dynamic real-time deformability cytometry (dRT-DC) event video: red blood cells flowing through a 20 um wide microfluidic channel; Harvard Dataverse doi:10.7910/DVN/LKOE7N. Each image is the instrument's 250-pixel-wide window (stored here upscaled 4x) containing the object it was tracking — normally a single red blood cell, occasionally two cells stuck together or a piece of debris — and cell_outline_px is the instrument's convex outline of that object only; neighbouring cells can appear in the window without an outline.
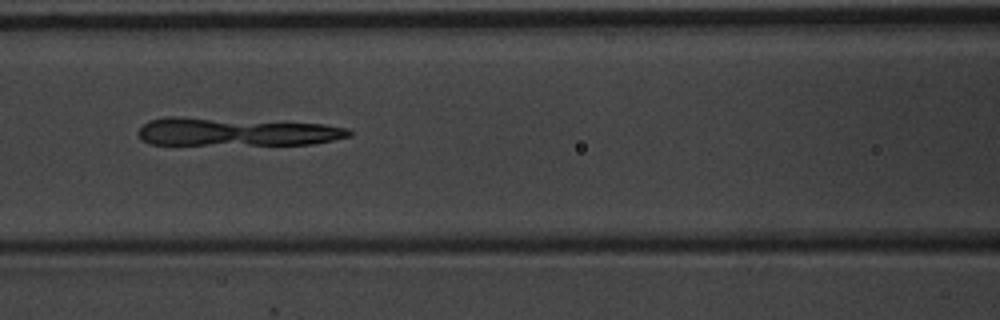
{"species": "common noctule bat (a hibernating species)", "species_latin": "Nyctalus noctula", "temperature_condition": "warm", "stored_images_in_passage": 10, "camera_frame_rate_fps": 3000, "um_per_image_px": 0.085, "animal": {"sex": "male", "body_mass_g": 20.1, "forearm_length_mm": 53.5}, "frame": {"image": 1, "passage_image": 7, "time_ms": 2.0, "image_size_px": [1000, 320], "cell_outline_px": [[352, 136], [312, 144], [148, 144], [140, 140], [136, 132], [148, 120], [164, 116], [176, 116], [324, 124], [348, 128], [352, 132]], "centroid_in_image_um": [20.01, 11.2], "position_along_channel_um": 146.6, "area_um2": 34.68}}
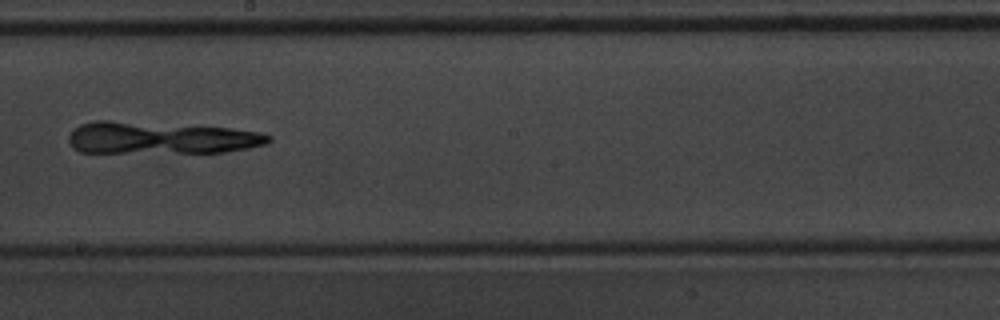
{"frame": {"image": 2, "passage_image": 9, "time_ms": 2.667, "image_size_px": [1000, 320], "cell_outline_px": [[272, 140], [268, 144], [248, 148], [224, 152], [80, 152], [72, 148], [68, 140], [68, 136], [80, 124], [92, 120], [108, 120], [232, 128], [260, 132], [272, 136]], "centroid_in_image_um": [13.67, 11.72], "position_along_channel_um": 234.5, "area_um2": 37.45}}